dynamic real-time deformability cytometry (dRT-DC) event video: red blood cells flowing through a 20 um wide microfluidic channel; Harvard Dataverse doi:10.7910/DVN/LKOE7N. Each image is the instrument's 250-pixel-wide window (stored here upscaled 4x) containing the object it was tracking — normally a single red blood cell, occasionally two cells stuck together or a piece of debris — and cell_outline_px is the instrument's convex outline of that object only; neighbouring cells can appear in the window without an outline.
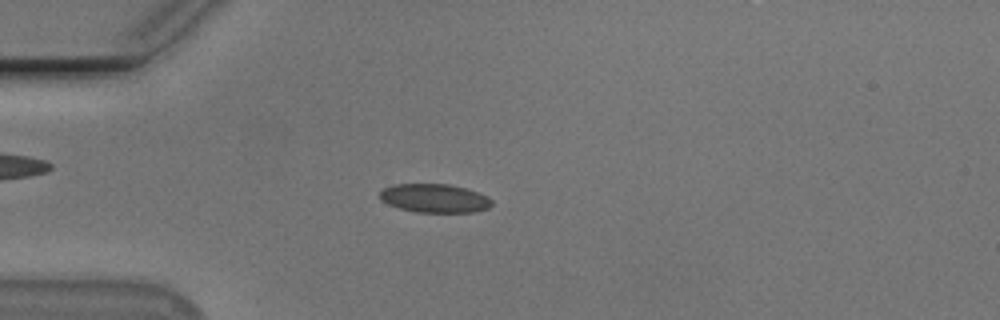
{"species": "Egyptian fruit bat (a non-hibernating species)", "species_latin": "Rousettus aegyptiacus", "temperature_condition": "cold", "stored_images_in_passage": 52, "camera_frame_rate_fps": 3000, "um_per_image_px": 0.085, "animal": {"sex": "male"}, "frame": {"image": 1, "passage_image": 15, "time_ms": 4.667, "image_size_px": [1000, 320], "cell_outline_px": [[492, 204], [488, 208], [476, 212], [416, 212], [400, 208], [388, 204], [380, 200], [380, 192], [384, 188], [392, 184], [448, 184], [464, 188], [488, 196], [492, 200]], "centroid_in_image_um": [36.93, 16.85], "position_along_channel_um": 48.1, "area_um2": 18.67}}
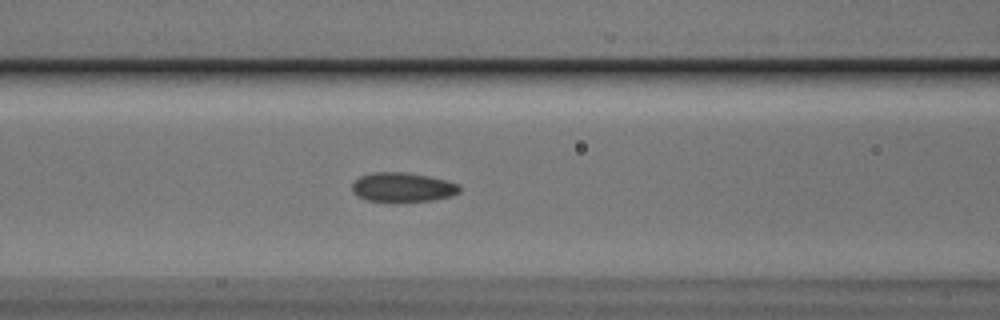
{"frame": {"image": 2, "passage_image": 23, "time_ms": 7.333, "image_size_px": [1000, 320], "cell_outline_px": [[460, 192], [452, 196], [432, 200], [396, 204], [392, 204], [368, 200], [356, 196], [352, 192], [352, 184], [360, 176], [372, 172], [408, 172], [428, 176], [460, 184]], "centroid_in_image_um": [34.2, 15.95], "position_along_channel_um": 132.4, "area_um2": 19.07}}
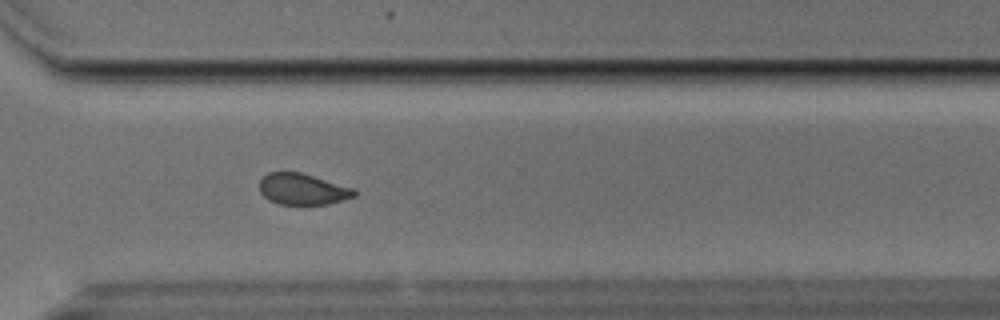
{"frame": {"image": 3, "passage_image": 40, "time_ms": 13.0, "image_size_px": [1000, 320], "cell_outline_px": [[356, 196], [328, 204], [280, 204], [268, 200], [260, 192], [260, 180], [268, 172], [300, 172], [356, 188]], "centroid_in_image_um": [25.74, 16.07], "position_along_channel_um": 344.9, "area_um2": 17.28}}